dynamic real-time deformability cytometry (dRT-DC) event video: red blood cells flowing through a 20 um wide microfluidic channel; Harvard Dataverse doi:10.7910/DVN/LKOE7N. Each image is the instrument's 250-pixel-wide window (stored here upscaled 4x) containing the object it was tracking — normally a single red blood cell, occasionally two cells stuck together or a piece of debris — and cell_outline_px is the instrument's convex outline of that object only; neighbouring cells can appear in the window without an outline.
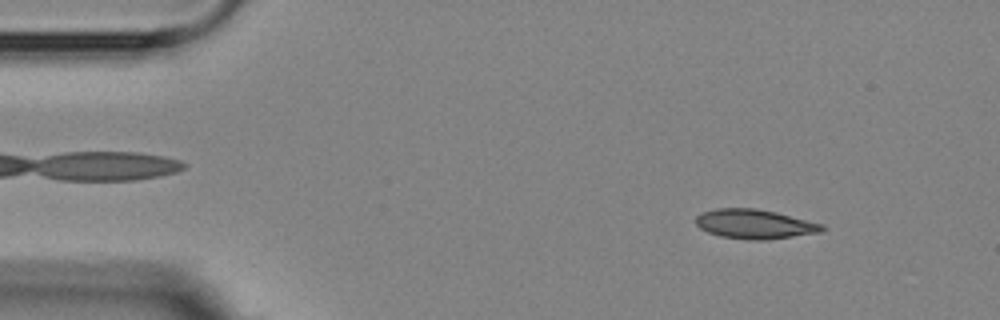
{"species": "Egyptian fruit bat (a non-hibernating species)", "species_latin": "Rousettus aegyptiacus", "temperature_condition": "room temperature", "stored_images_in_passage": 4, "camera_frame_rate_fps": 3000, "um_per_image_px": 0.085, "animal": {"sex": "female"}, "frame": {"image": 1, "passage_image": 2, "time_ms": 1.333, "image_size_px": [1000, 320], "cell_outline_px": [[828, 228], [824, 232], [768, 240], [748, 240], [720, 236], [708, 232], [700, 228], [696, 224], [696, 216], [704, 212], [716, 208], [756, 208], [776, 212], [824, 224]], "centroid_in_image_um": [64.21, 19.05], "position_along_channel_um": 20.8, "area_um2": 21.91}}
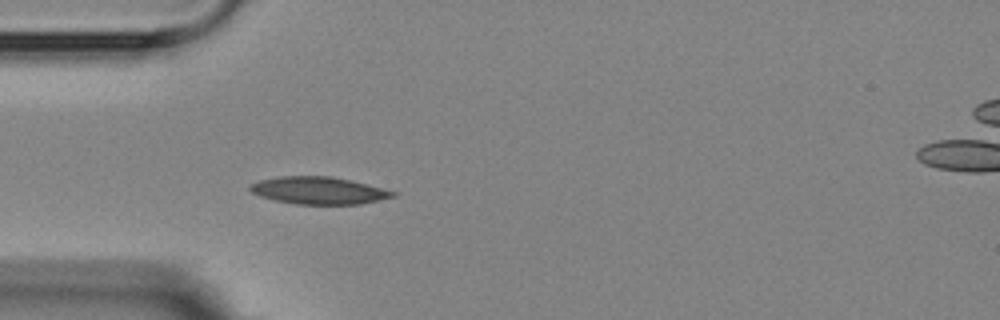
{"frame": {"image": 2, "passage_image": 4, "time_ms": 4.333, "image_size_px": [1000, 320], "cell_outline_px": [[396, 196], [360, 204], [296, 204], [276, 200], [260, 196], [252, 192], [248, 188], [248, 184], [260, 180], [280, 176], [332, 176], [352, 180], [368, 184], [396, 192]], "centroid_in_image_um": [27.07, 16.18], "position_along_channel_um": 57.9, "area_um2": 22.72}}